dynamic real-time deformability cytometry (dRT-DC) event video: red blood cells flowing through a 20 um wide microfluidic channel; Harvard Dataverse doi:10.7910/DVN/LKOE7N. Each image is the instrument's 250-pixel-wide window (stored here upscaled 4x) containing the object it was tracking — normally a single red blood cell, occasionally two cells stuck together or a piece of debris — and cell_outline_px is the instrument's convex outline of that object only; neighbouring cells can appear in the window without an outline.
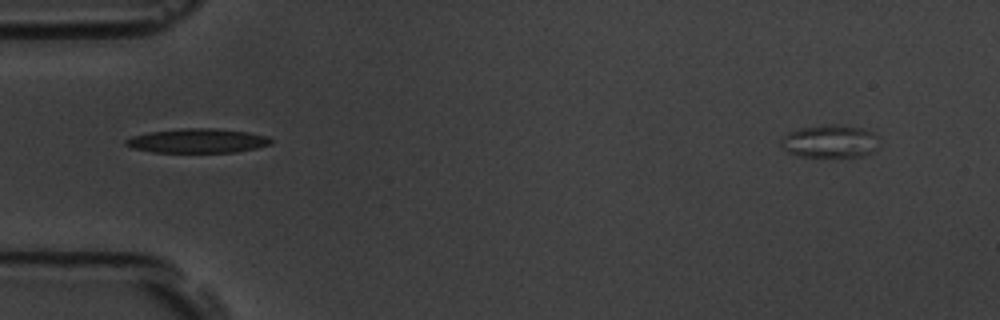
{"species": "common noctule bat (a hibernating species)", "species_latin": "Nyctalus noctula", "temperature_condition": "room temperature", "stored_images_in_passage": 7, "camera_frame_rate_fps": 3000, "um_per_image_px": 0.085, "animal": {"sex": "male", "body_mass_g": 19.5, "forearm_length_mm": 54.6}, "frame": {"image": 1, "passage_image": 1, "time_ms": 0.0, "image_size_px": [1000, 320], "cell_outline_px": [[272, 144], [256, 148], [236, 152], [152, 152], [132, 148], [124, 144], [124, 140], [132, 136], [148, 132], [180, 128], [216, 128], [248, 132], [268, 136], [272, 140]], "centroid_in_image_um": [16.78, 11.96], "position_along_channel_um": 68.2, "area_um2": 20.69}}
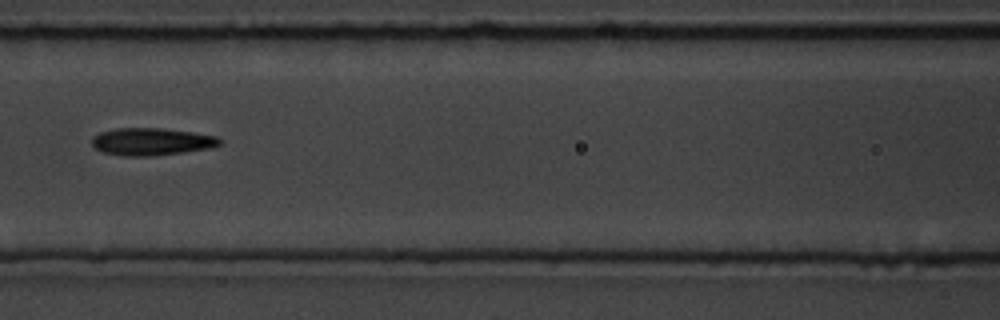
{"frame": {"image": 2, "passage_image": 3, "time_ms": 2.333, "image_size_px": [1000, 320], "cell_outline_px": [[224, 140], [220, 144], [212, 148], [156, 156], [124, 156], [104, 152], [96, 148], [92, 144], [92, 136], [100, 132], [116, 128], [160, 128], [192, 132], [216, 136]], "centroid_in_image_um": [12.91, 12.04], "position_along_channel_um": 153.7, "area_um2": 20.52}}
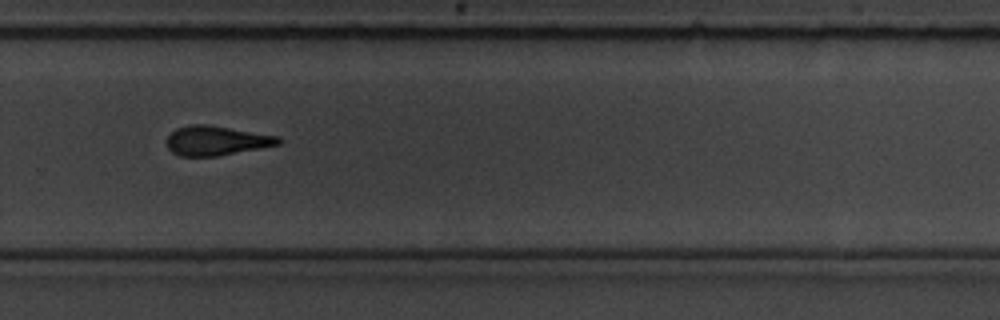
{"frame": {"image": 3, "passage_image": 7, "time_ms": 6.667, "image_size_px": [1000, 320], "cell_outline_px": [[284, 140], [280, 144], [260, 148], [216, 156], [180, 156], [172, 152], [168, 148], [168, 136], [176, 128], [188, 124], [208, 124], [276, 136]], "centroid_in_image_um": [18.37, 11.95], "position_along_channel_um": 311.4, "area_um2": 19.02}}